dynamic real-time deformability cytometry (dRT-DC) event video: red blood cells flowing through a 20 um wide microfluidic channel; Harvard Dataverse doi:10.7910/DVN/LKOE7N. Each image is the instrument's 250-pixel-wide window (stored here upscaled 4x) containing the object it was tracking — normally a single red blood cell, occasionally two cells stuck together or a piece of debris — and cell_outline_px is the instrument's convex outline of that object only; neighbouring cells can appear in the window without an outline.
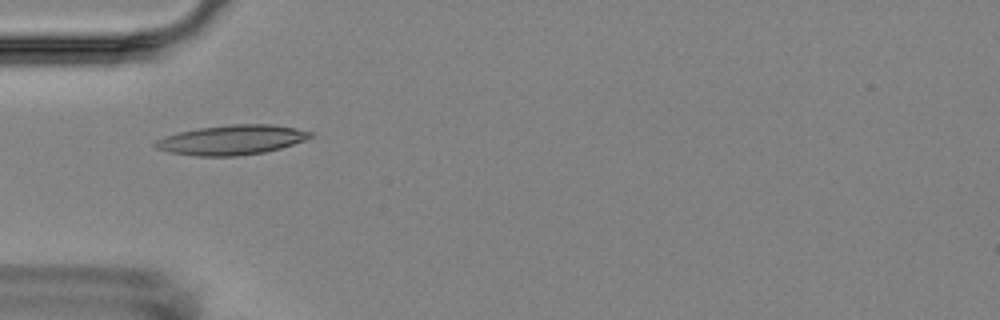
{"species": "Egyptian fruit bat (a non-hibernating species)", "species_latin": "Rousettus aegyptiacus", "temperature_condition": "room temperature", "stored_images_in_passage": 5, "camera_frame_rate_fps": 3000, "um_per_image_px": 0.085, "animal": {"sex": "female"}, "frame": {"image": 1, "passage_image": 5, "time_ms": 5.0, "image_size_px": [1000, 320], "cell_outline_px": [[312, 136], [304, 140], [280, 148], [264, 152], [236, 156], [196, 156], [168, 152], [156, 148], [152, 144], [156, 140], [164, 136], [180, 132], [200, 128], [232, 124], [272, 124], [296, 128], [312, 132]], "centroid_in_image_um": [19.67, 11.89], "position_along_channel_um": 65.3, "area_um2": 26.7}}